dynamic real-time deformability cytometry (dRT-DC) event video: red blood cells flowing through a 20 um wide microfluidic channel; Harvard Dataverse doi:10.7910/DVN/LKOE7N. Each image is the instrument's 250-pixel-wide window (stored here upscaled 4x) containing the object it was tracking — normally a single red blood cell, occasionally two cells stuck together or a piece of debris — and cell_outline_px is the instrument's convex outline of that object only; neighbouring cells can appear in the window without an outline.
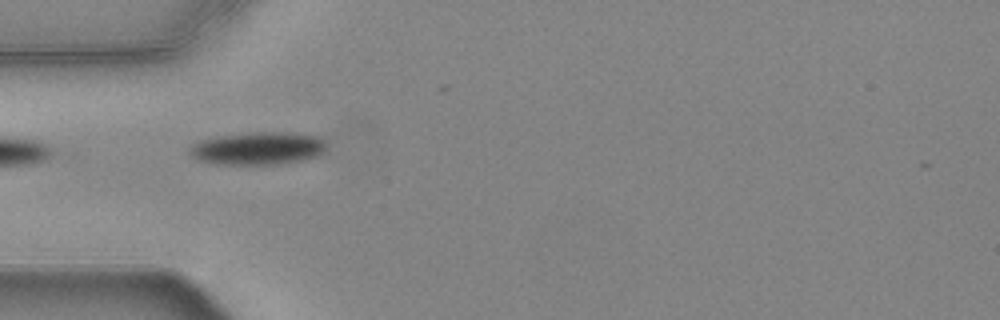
{"species": "common noctule bat (a hibernating species)", "species_latin": "Nyctalus noctula", "temperature_condition": "warm", "stored_images_in_passage": 12, "camera_frame_rate_fps": 3000, "um_per_image_px": 0.085, "animal": {"sex": "female", "body_mass_g": 24.6, "forearm_length_mm": 56.2}, "frame": {"image": 1, "passage_image": 1, "time_ms": 0.0, "image_size_px": [1000, 320], "cell_outline_px": [[324, 152], [320, 156], [304, 160], [280, 164], [216, 164], [196, 160], [188, 152], [188, 148], [200, 140], [220, 136], [252, 132], [296, 132], [320, 136], [324, 140]], "centroid_in_image_um": [21.95, 12.61], "position_along_channel_um": 63.0, "area_um2": 26.47}}
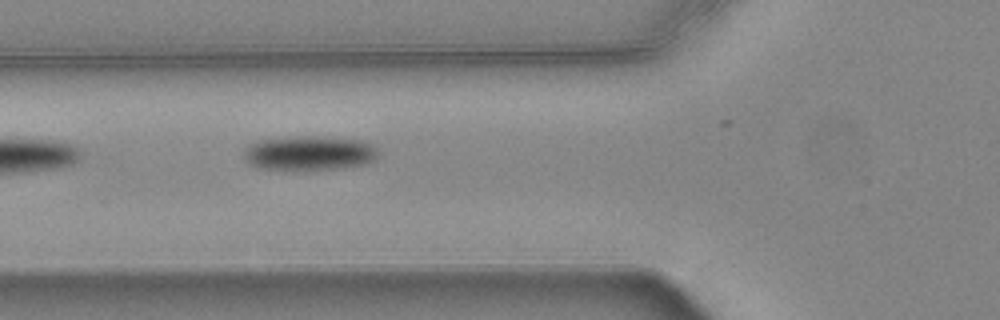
{"frame": {"image": 2, "passage_image": 4, "time_ms": 1.0, "image_size_px": [1000, 320], "cell_outline_px": [[380, 152], [372, 160], [364, 164], [340, 168], [284, 172], [260, 168], [252, 164], [244, 156], [244, 152], [252, 144], [260, 140], [296, 136], [316, 136], [360, 140], [372, 144]], "centroid_in_image_um": [26.29, 13.04], "position_along_channel_um": 99.5, "area_um2": 27.22}}
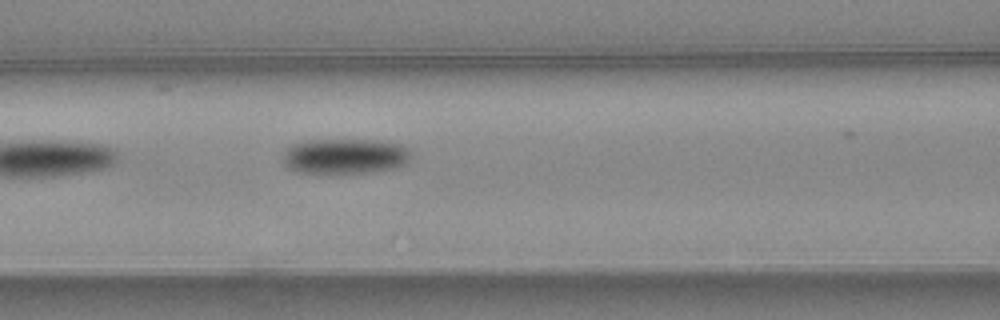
{"frame": {"image": 3, "passage_image": 7, "time_ms": 2.0, "image_size_px": [1000, 320], "cell_outline_px": [[412, 152], [408, 160], [404, 164], [392, 168], [372, 172], [340, 176], [328, 176], [296, 172], [288, 168], [284, 164], [284, 156], [288, 144], [308, 140], [388, 140], [400, 144], [408, 148]], "centroid_in_image_um": [29.29, 13.32], "position_along_channel_um": 137.3, "area_um2": 27.63}}